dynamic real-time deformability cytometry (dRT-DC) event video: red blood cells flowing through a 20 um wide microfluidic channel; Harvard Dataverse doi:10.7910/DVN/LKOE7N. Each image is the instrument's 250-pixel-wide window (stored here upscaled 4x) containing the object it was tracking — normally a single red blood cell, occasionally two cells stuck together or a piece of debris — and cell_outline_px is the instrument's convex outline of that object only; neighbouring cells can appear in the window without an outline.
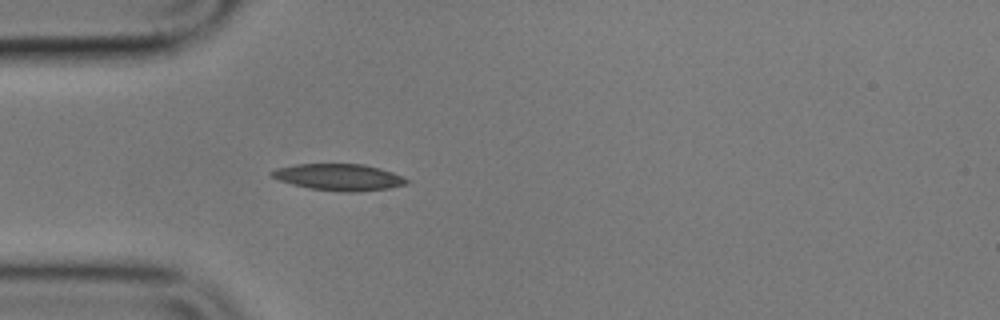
{"species": "common noctule bat (a hibernating species)", "species_latin": "Nyctalus noctula", "temperature_condition": "cold", "stored_images_in_passage": 2, "camera_frame_rate_fps": 3000, "um_per_image_px": 0.085, "animal": {"sex": "male", "body_mass_g": 17.9}, "frame": {"image": 1, "passage_image": 2, "time_ms": 3.333, "image_size_px": [1000, 320], "cell_outline_px": [[412, 180], [408, 184], [388, 188], [356, 192], [340, 192], [308, 188], [292, 184], [280, 180], [272, 176], [268, 172], [276, 168], [296, 164], [364, 164], [380, 168], [392, 172]], "centroid_in_image_um": [28.83, 15.06], "position_along_channel_um": 56.2, "area_um2": 21.04}}